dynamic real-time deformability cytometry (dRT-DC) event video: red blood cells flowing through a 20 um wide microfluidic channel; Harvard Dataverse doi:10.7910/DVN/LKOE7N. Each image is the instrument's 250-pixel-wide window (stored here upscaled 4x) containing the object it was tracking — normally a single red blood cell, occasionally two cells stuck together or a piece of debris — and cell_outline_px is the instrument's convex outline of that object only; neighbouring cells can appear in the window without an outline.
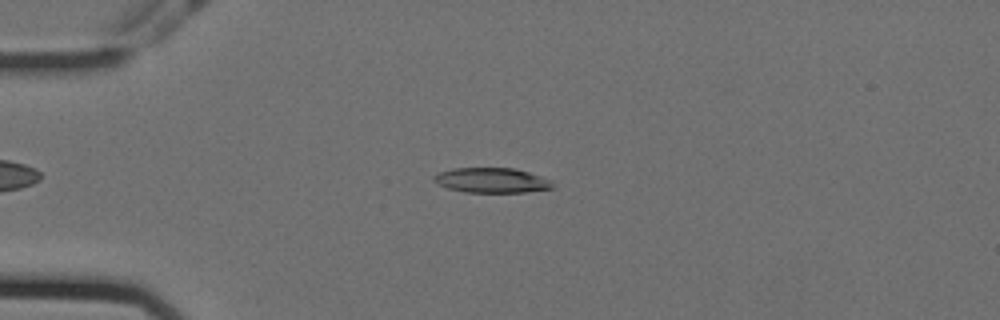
{"species": "Egyptian fruit bat (a non-hibernating species)", "species_latin": "Rousettus aegyptiacus", "temperature_condition": "cold", "stored_images_in_passage": 56, "camera_frame_rate_fps": 3000, "um_per_image_px": 0.085, "animal": {"sex": "female"}, "frame": {"image": 1, "passage_image": 14, "time_ms": 4.333, "image_size_px": [1000, 320], "cell_outline_px": [[552, 188], [524, 192], [464, 192], [448, 188], [432, 180], [432, 176], [440, 172], [452, 168], [516, 168], [540, 176], [548, 180], [552, 184]], "centroid_in_image_um": [41.74, 15.32], "position_along_channel_um": 43.3, "area_um2": 17.05}}
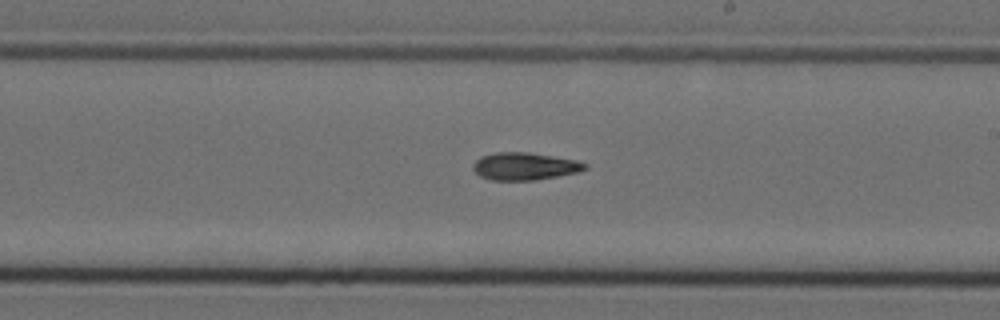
{"frame": {"image": 2, "passage_image": 33, "time_ms": 10.667, "image_size_px": [1000, 320], "cell_outline_px": [[588, 168], [576, 172], [556, 176], [532, 180], [492, 180], [480, 176], [472, 168], [472, 164], [480, 156], [496, 152], [528, 152], [576, 160], [588, 164]], "centroid_in_image_um": [44.56, 14.12], "position_along_channel_um": 244.4, "area_um2": 17.8}}
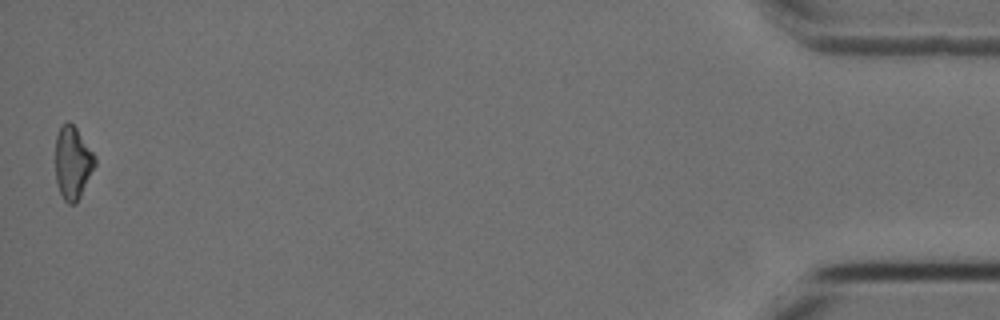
{"frame": {"image": 3, "passage_image": 56, "time_ms": 18.333, "image_size_px": [1000, 320], "cell_outline_px": [[96, 164], [76, 204], [68, 204], [64, 200], [60, 192], [56, 180], [56, 136], [60, 128], [68, 120], [76, 128], [96, 156]], "centroid_in_image_um": [6.19, 13.84], "position_along_channel_um": 429.0, "area_um2": 16.59}}